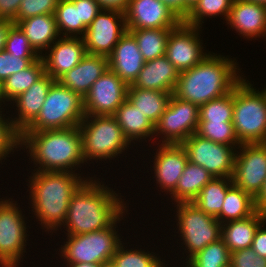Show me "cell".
I'll list each match as a JSON object with an SVG mask.
<instances>
[{
	"label": "cell",
	"mask_w": 266,
	"mask_h": 267,
	"mask_svg": "<svg viewBox=\"0 0 266 267\" xmlns=\"http://www.w3.org/2000/svg\"><path fill=\"white\" fill-rule=\"evenodd\" d=\"M200 107L173 94L165 112L154 125V135H161L162 144H182L197 132Z\"/></svg>",
	"instance_id": "cell-11"
},
{
	"label": "cell",
	"mask_w": 266,
	"mask_h": 267,
	"mask_svg": "<svg viewBox=\"0 0 266 267\" xmlns=\"http://www.w3.org/2000/svg\"><path fill=\"white\" fill-rule=\"evenodd\" d=\"M266 220V216L256 211L248 218L229 221L221 225V239L230 252L250 248L258 227Z\"/></svg>",
	"instance_id": "cell-26"
},
{
	"label": "cell",
	"mask_w": 266,
	"mask_h": 267,
	"mask_svg": "<svg viewBox=\"0 0 266 267\" xmlns=\"http://www.w3.org/2000/svg\"><path fill=\"white\" fill-rule=\"evenodd\" d=\"M178 18L185 20V0H161Z\"/></svg>",
	"instance_id": "cell-48"
},
{
	"label": "cell",
	"mask_w": 266,
	"mask_h": 267,
	"mask_svg": "<svg viewBox=\"0 0 266 267\" xmlns=\"http://www.w3.org/2000/svg\"><path fill=\"white\" fill-rule=\"evenodd\" d=\"M266 220L258 227L252 242L251 249L263 258H266Z\"/></svg>",
	"instance_id": "cell-47"
},
{
	"label": "cell",
	"mask_w": 266,
	"mask_h": 267,
	"mask_svg": "<svg viewBox=\"0 0 266 267\" xmlns=\"http://www.w3.org/2000/svg\"><path fill=\"white\" fill-rule=\"evenodd\" d=\"M39 58H21L3 50L0 52V82L5 81L9 76L27 68L32 62Z\"/></svg>",
	"instance_id": "cell-43"
},
{
	"label": "cell",
	"mask_w": 266,
	"mask_h": 267,
	"mask_svg": "<svg viewBox=\"0 0 266 267\" xmlns=\"http://www.w3.org/2000/svg\"><path fill=\"white\" fill-rule=\"evenodd\" d=\"M171 92L146 90L128 86L127 99L155 125L160 116L165 112Z\"/></svg>",
	"instance_id": "cell-29"
},
{
	"label": "cell",
	"mask_w": 266,
	"mask_h": 267,
	"mask_svg": "<svg viewBox=\"0 0 266 267\" xmlns=\"http://www.w3.org/2000/svg\"><path fill=\"white\" fill-rule=\"evenodd\" d=\"M124 242L120 244L111 259L114 267H165L164 261L160 256L153 252L141 249H126ZM126 249V250H125ZM156 255V256H155ZM158 256V257H157Z\"/></svg>",
	"instance_id": "cell-36"
},
{
	"label": "cell",
	"mask_w": 266,
	"mask_h": 267,
	"mask_svg": "<svg viewBox=\"0 0 266 267\" xmlns=\"http://www.w3.org/2000/svg\"><path fill=\"white\" fill-rule=\"evenodd\" d=\"M256 210L266 216V180L259 195L255 198Z\"/></svg>",
	"instance_id": "cell-51"
},
{
	"label": "cell",
	"mask_w": 266,
	"mask_h": 267,
	"mask_svg": "<svg viewBox=\"0 0 266 267\" xmlns=\"http://www.w3.org/2000/svg\"><path fill=\"white\" fill-rule=\"evenodd\" d=\"M237 65L227 56L210 53L202 62L179 73L172 94L199 107L221 98L232 92L243 78Z\"/></svg>",
	"instance_id": "cell-3"
},
{
	"label": "cell",
	"mask_w": 266,
	"mask_h": 267,
	"mask_svg": "<svg viewBox=\"0 0 266 267\" xmlns=\"http://www.w3.org/2000/svg\"><path fill=\"white\" fill-rule=\"evenodd\" d=\"M109 68L108 57L86 54L82 60L57 81L84 98L93 83Z\"/></svg>",
	"instance_id": "cell-23"
},
{
	"label": "cell",
	"mask_w": 266,
	"mask_h": 267,
	"mask_svg": "<svg viewBox=\"0 0 266 267\" xmlns=\"http://www.w3.org/2000/svg\"><path fill=\"white\" fill-rule=\"evenodd\" d=\"M126 31L125 12L101 9L83 37L86 53L108 57Z\"/></svg>",
	"instance_id": "cell-14"
},
{
	"label": "cell",
	"mask_w": 266,
	"mask_h": 267,
	"mask_svg": "<svg viewBox=\"0 0 266 267\" xmlns=\"http://www.w3.org/2000/svg\"><path fill=\"white\" fill-rule=\"evenodd\" d=\"M84 117V98L55 81L48 91L40 113L23 132L75 127Z\"/></svg>",
	"instance_id": "cell-7"
},
{
	"label": "cell",
	"mask_w": 266,
	"mask_h": 267,
	"mask_svg": "<svg viewBox=\"0 0 266 267\" xmlns=\"http://www.w3.org/2000/svg\"><path fill=\"white\" fill-rule=\"evenodd\" d=\"M67 267H103V264L95 263H72L66 264Z\"/></svg>",
	"instance_id": "cell-52"
},
{
	"label": "cell",
	"mask_w": 266,
	"mask_h": 267,
	"mask_svg": "<svg viewBox=\"0 0 266 267\" xmlns=\"http://www.w3.org/2000/svg\"><path fill=\"white\" fill-rule=\"evenodd\" d=\"M102 9H114L125 12L129 0H97Z\"/></svg>",
	"instance_id": "cell-49"
},
{
	"label": "cell",
	"mask_w": 266,
	"mask_h": 267,
	"mask_svg": "<svg viewBox=\"0 0 266 267\" xmlns=\"http://www.w3.org/2000/svg\"><path fill=\"white\" fill-rule=\"evenodd\" d=\"M2 102H3V104H6V103H4V100L2 97V84L0 82V109H4L3 107L1 108V105H3Z\"/></svg>",
	"instance_id": "cell-54"
},
{
	"label": "cell",
	"mask_w": 266,
	"mask_h": 267,
	"mask_svg": "<svg viewBox=\"0 0 266 267\" xmlns=\"http://www.w3.org/2000/svg\"><path fill=\"white\" fill-rule=\"evenodd\" d=\"M214 177L202 166L187 162L175 190L170 194L176 204L193 202L201 189Z\"/></svg>",
	"instance_id": "cell-28"
},
{
	"label": "cell",
	"mask_w": 266,
	"mask_h": 267,
	"mask_svg": "<svg viewBox=\"0 0 266 267\" xmlns=\"http://www.w3.org/2000/svg\"><path fill=\"white\" fill-rule=\"evenodd\" d=\"M244 38L266 37V5L247 0H234L226 21Z\"/></svg>",
	"instance_id": "cell-21"
},
{
	"label": "cell",
	"mask_w": 266,
	"mask_h": 267,
	"mask_svg": "<svg viewBox=\"0 0 266 267\" xmlns=\"http://www.w3.org/2000/svg\"><path fill=\"white\" fill-rule=\"evenodd\" d=\"M231 252L222 239L208 244L185 263V267H228Z\"/></svg>",
	"instance_id": "cell-35"
},
{
	"label": "cell",
	"mask_w": 266,
	"mask_h": 267,
	"mask_svg": "<svg viewBox=\"0 0 266 267\" xmlns=\"http://www.w3.org/2000/svg\"><path fill=\"white\" fill-rule=\"evenodd\" d=\"M243 77L233 89V126L240 144L266 142V88Z\"/></svg>",
	"instance_id": "cell-5"
},
{
	"label": "cell",
	"mask_w": 266,
	"mask_h": 267,
	"mask_svg": "<svg viewBox=\"0 0 266 267\" xmlns=\"http://www.w3.org/2000/svg\"><path fill=\"white\" fill-rule=\"evenodd\" d=\"M233 185L232 178L216 177L205 185L198 196L193 200V204L204 213L217 217L224 203L227 190Z\"/></svg>",
	"instance_id": "cell-32"
},
{
	"label": "cell",
	"mask_w": 266,
	"mask_h": 267,
	"mask_svg": "<svg viewBox=\"0 0 266 267\" xmlns=\"http://www.w3.org/2000/svg\"><path fill=\"white\" fill-rule=\"evenodd\" d=\"M80 175V176H79ZM88 179L81 174L65 171H34L27 186L33 217L49 234L61 229L74 193Z\"/></svg>",
	"instance_id": "cell-2"
},
{
	"label": "cell",
	"mask_w": 266,
	"mask_h": 267,
	"mask_svg": "<svg viewBox=\"0 0 266 267\" xmlns=\"http://www.w3.org/2000/svg\"><path fill=\"white\" fill-rule=\"evenodd\" d=\"M178 77L179 72L164 55L145 62L132 86L173 93Z\"/></svg>",
	"instance_id": "cell-24"
},
{
	"label": "cell",
	"mask_w": 266,
	"mask_h": 267,
	"mask_svg": "<svg viewBox=\"0 0 266 267\" xmlns=\"http://www.w3.org/2000/svg\"><path fill=\"white\" fill-rule=\"evenodd\" d=\"M20 147H26L28 158L38 167L33 171L75 172L86 164L79 127L22 132Z\"/></svg>",
	"instance_id": "cell-4"
},
{
	"label": "cell",
	"mask_w": 266,
	"mask_h": 267,
	"mask_svg": "<svg viewBox=\"0 0 266 267\" xmlns=\"http://www.w3.org/2000/svg\"><path fill=\"white\" fill-rule=\"evenodd\" d=\"M233 91L200 106L199 122H232Z\"/></svg>",
	"instance_id": "cell-38"
},
{
	"label": "cell",
	"mask_w": 266,
	"mask_h": 267,
	"mask_svg": "<svg viewBox=\"0 0 266 267\" xmlns=\"http://www.w3.org/2000/svg\"><path fill=\"white\" fill-rule=\"evenodd\" d=\"M59 0H22L17 13V22L29 17L54 14Z\"/></svg>",
	"instance_id": "cell-42"
},
{
	"label": "cell",
	"mask_w": 266,
	"mask_h": 267,
	"mask_svg": "<svg viewBox=\"0 0 266 267\" xmlns=\"http://www.w3.org/2000/svg\"><path fill=\"white\" fill-rule=\"evenodd\" d=\"M237 149L232 182L255 199L266 180V142L241 144Z\"/></svg>",
	"instance_id": "cell-13"
},
{
	"label": "cell",
	"mask_w": 266,
	"mask_h": 267,
	"mask_svg": "<svg viewBox=\"0 0 266 267\" xmlns=\"http://www.w3.org/2000/svg\"><path fill=\"white\" fill-rule=\"evenodd\" d=\"M113 116L130 143L132 141L136 144L138 140L140 143V140L143 141V139H147L146 137L154 139L153 123L128 99L117 108Z\"/></svg>",
	"instance_id": "cell-27"
},
{
	"label": "cell",
	"mask_w": 266,
	"mask_h": 267,
	"mask_svg": "<svg viewBox=\"0 0 266 267\" xmlns=\"http://www.w3.org/2000/svg\"><path fill=\"white\" fill-rule=\"evenodd\" d=\"M122 214L110 227L94 232L80 235H66L67 241L61 245V258L66 261L65 264L72 263H95L107 264L117 251L121 241V236L116 231V225L125 217ZM121 218V219H120Z\"/></svg>",
	"instance_id": "cell-8"
},
{
	"label": "cell",
	"mask_w": 266,
	"mask_h": 267,
	"mask_svg": "<svg viewBox=\"0 0 266 267\" xmlns=\"http://www.w3.org/2000/svg\"><path fill=\"white\" fill-rule=\"evenodd\" d=\"M0 109V162L20 147V134L14 129L9 118ZM3 115V116H2ZM15 149V150H14Z\"/></svg>",
	"instance_id": "cell-41"
},
{
	"label": "cell",
	"mask_w": 266,
	"mask_h": 267,
	"mask_svg": "<svg viewBox=\"0 0 266 267\" xmlns=\"http://www.w3.org/2000/svg\"><path fill=\"white\" fill-rule=\"evenodd\" d=\"M54 16L62 37H84L87 28L81 22L80 0H59Z\"/></svg>",
	"instance_id": "cell-33"
},
{
	"label": "cell",
	"mask_w": 266,
	"mask_h": 267,
	"mask_svg": "<svg viewBox=\"0 0 266 267\" xmlns=\"http://www.w3.org/2000/svg\"><path fill=\"white\" fill-rule=\"evenodd\" d=\"M22 0H0V20L17 23V13Z\"/></svg>",
	"instance_id": "cell-46"
},
{
	"label": "cell",
	"mask_w": 266,
	"mask_h": 267,
	"mask_svg": "<svg viewBox=\"0 0 266 267\" xmlns=\"http://www.w3.org/2000/svg\"><path fill=\"white\" fill-rule=\"evenodd\" d=\"M177 230L181 245L188 253L186 261L194 254L203 250L208 244L221 239V223L216 217L204 213L193 202L176 203ZM187 250V251H186Z\"/></svg>",
	"instance_id": "cell-9"
},
{
	"label": "cell",
	"mask_w": 266,
	"mask_h": 267,
	"mask_svg": "<svg viewBox=\"0 0 266 267\" xmlns=\"http://www.w3.org/2000/svg\"><path fill=\"white\" fill-rule=\"evenodd\" d=\"M231 267H266V258L257 255L252 249L244 248L231 252Z\"/></svg>",
	"instance_id": "cell-44"
},
{
	"label": "cell",
	"mask_w": 266,
	"mask_h": 267,
	"mask_svg": "<svg viewBox=\"0 0 266 267\" xmlns=\"http://www.w3.org/2000/svg\"><path fill=\"white\" fill-rule=\"evenodd\" d=\"M16 24L39 56L60 37L54 14L29 17L19 20Z\"/></svg>",
	"instance_id": "cell-25"
},
{
	"label": "cell",
	"mask_w": 266,
	"mask_h": 267,
	"mask_svg": "<svg viewBox=\"0 0 266 267\" xmlns=\"http://www.w3.org/2000/svg\"><path fill=\"white\" fill-rule=\"evenodd\" d=\"M127 93L128 85L108 68L84 97L85 116L114 115Z\"/></svg>",
	"instance_id": "cell-15"
},
{
	"label": "cell",
	"mask_w": 266,
	"mask_h": 267,
	"mask_svg": "<svg viewBox=\"0 0 266 267\" xmlns=\"http://www.w3.org/2000/svg\"><path fill=\"white\" fill-rule=\"evenodd\" d=\"M155 152L152 168L156 184L159 185L161 192L165 191L170 195L175 190L188 162L187 153L181 144L162 143L158 145Z\"/></svg>",
	"instance_id": "cell-19"
},
{
	"label": "cell",
	"mask_w": 266,
	"mask_h": 267,
	"mask_svg": "<svg viewBox=\"0 0 266 267\" xmlns=\"http://www.w3.org/2000/svg\"><path fill=\"white\" fill-rule=\"evenodd\" d=\"M181 145L189 162L204 167L214 178H232L239 146L215 143L197 133L192 134Z\"/></svg>",
	"instance_id": "cell-12"
},
{
	"label": "cell",
	"mask_w": 266,
	"mask_h": 267,
	"mask_svg": "<svg viewBox=\"0 0 266 267\" xmlns=\"http://www.w3.org/2000/svg\"><path fill=\"white\" fill-rule=\"evenodd\" d=\"M5 50L11 55L21 58H40L17 24H14L9 30Z\"/></svg>",
	"instance_id": "cell-40"
},
{
	"label": "cell",
	"mask_w": 266,
	"mask_h": 267,
	"mask_svg": "<svg viewBox=\"0 0 266 267\" xmlns=\"http://www.w3.org/2000/svg\"><path fill=\"white\" fill-rule=\"evenodd\" d=\"M199 0H185V19L190 13V10L196 5Z\"/></svg>",
	"instance_id": "cell-53"
},
{
	"label": "cell",
	"mask_w": 266,
	"mask_h": 267,
	"mask_svg": "<svg viewBox=\"0 0 266 267\" xmlns=\"http://www.w3.org/2000/svg\"><path fill=\"white\" fill-rule=\"evenodd\" d=\"M234 0H199L190 10L189 15L183 21L187 25L196 26L202 29V23L206 17L223 16L227 21L232 3Z\"/></svg>",
	"instance_id": "cell-37"
},
{
	"label": "cell",
	"mask_w": 266,
	"mask_h": 267,
	"mask_svg": "<svg viewBox=\"0 0 266 267\" xmlns=\"http://www.w3.org/2000/svg\"><path fill=\"white\" fill-rule=\"evenodd\" d=\"M203 138L215 143L240 146L232 122H199L196 132Z\"/></svg>",
	"instance_id": "cell-39"
},
{
	"label": "cell",
	"mask_w": 266,
	"mask_h": 267,
	"mask_svg": "<svg viewBox=\"0 0 266 267\" xmlns=\"http://www.w3.org/2000/svg\"><path fill=\"white\" fill-rule=\"evenodd\" d=\"M46 51L48 53L43 52L40 57L45 73L55 81L74 68L87 54L84 39L80 37L60 36Z\"/></svg>",
	"instance_id": "cell-18"
},
{
	"label": "cell",
	"mask_w": 266,
	"mask_h": 267,
	"mask_svg": "<svg viewBox=\"0 0 266 267\" xmlns=\"http://www.w3.org/2000/svg\"><path fill=\"white\" fill-rule=\"evenodd\" d=\"M174 28L127 29L137 41L145 62L166 55L167 41Z\"/></svg>",
	"instance_id": "cell-34"
},
{
	"label": "cell",
	"mask_w": 266,
	"mask_h": 267,
	"mask_svg": "<svg viewBox=\"0 0 266 267\" xmlns=\"http://www.w3.org/2000/svg\"><path fill=\"white\" fill-rule=\"evenodd\" d=\"M14 24L13 21L0 20V52L5 50L9 30Z\"/></svg>",
	"instance_id": "cell-50"
},
{
	"label": "cell",
	"mask_w": 266,
	"mask_h": 267,
	"mask_svg": "<svg viewBox=\"0 0 266 267\" xmlns=\"http://www.w3.org/2000/svg\"><path fill=\"white\" fill-rule=\"evenodd\" d=\"M255 199L234 184L227 190L220 214L216 217L221 224L242 220L256 212Z\"/></svg>",
	"instance_id": "cell-30"
},
{
	"label": "cell",
	"mask_w": 266,
	"mask_h": 267,
	"mask_svg": "<svg viewBox=\"0 0 266 267\" xmlns=\"http://www.w3.org/2000/svg\"><path fill=\"white\" fill-rule=\"evenodd\" d=\"M109 69L115 72L128 86L132 85L145 60L134 36L126 31L108 56Z\"/></svg>",
	"instance_id": "cell-22"
},
{
	"label": "cell",
	"mask_w": 266,
	"mask_h": 267,
	"mask_svg": "<svg viewBox=\"0 0 266 267\" xmlns=\"http://www.w3.org/2000/svg\"><path fill=\"white\" fill-rule=\"evenodd\" d=\"M102 8L97 0H80L81 22L87 28Z\"/></svg>",
	"instance_id": "cell-45"
},
{
	"label": "cell",
	"mask_w": 266,
	"mask_h": 267,
	"mask_svg": "<svg viewBox=\"0 0 266 267\" xmlns=\"http://www.w3.org/2000/svg\"><path fill=\"white\" fill-rule=\"evenodd\" d=\"M103 267H114L113 264L110 262V263H107L105 265H103Z\"/></svg>",
	"instance_id": "cell-56"
},
{
	"label": "cell",
	"mask_w": 266,
	"mask_h": 267,
	"mask_svg": "<svg viewBox=\"0 0 266 267\" xmlns=\"http://www.w3.org/2000/svg\"><path fill=\"white\" fill-rule=\"evenodd\" d=\"M199 27L190 26L183 21L170 31L166 56L181 73L202 62L211 52H205Z\"/></svg>",
	"instance_id": "cell-16"
},
{
	"label": "cell",
	"mask_w": 266,
	"mask_h": 267,
	"mask_svg": "<svg viewBox=\"0 0 266 267\" xmlns=\"http://www.w3.org/2000/svg\"><path fill=\"white\" fill-rule=\"evenodd\" d=\"M247 1H251V2H254V3H259V4L266 5V0H247Z\"/></svg>",
	"instance_id": "cell-55"
},
{
	"label": "cell",
	"mask_w": 266,
	"mask_h": 267,
	"mask_svg": "<svg viewBox=\"0 0 266 267\" xmlns=\"http://www.w3.org/2000/svg\"><path fill=\"white\" fill-rule=\"evenodd\" d=\"M104 185L99 178L89 177L74 193L63 224L66 235L86 234L110 227L128 210L122 197Z\"/></svg>",
	"instance_id": "cell-1"
},
{
	"label": "cell",
	"mask_w": 266,
	"mask_h": 267,
	"mask_svg": "<svg viewBox=\"0 0 266 267\" xmlns=\"http://www.w3.org/2000/svg\"><path fill=\"white\" fill-rule=\"evenodd\" d=\"M78 127L86 163L98 159L111 160L131 145L113 115L85 116Z\"/></svg>",
	"instance_id": "cell-6"
},
{
	"label": "cell",
	"mask_w": 266,
	"mask_h": 267,
	"mask_svg": "<svg viewBox=\"0 0 266 267\" xmlns=\"http://www.w3.org/2000/svg\"><path fill=\"white\" fill-rule=\"evenodd\" d=\"M55 80L48 74H44L28 90L21 93L11 103L16 106L17 117L13 116L10 121L14 129L21 134L38 116L48 91Z\"/></svg>",
	"instance_id": "cell-20"
},
{
	"label": "cell",
	"mask_w": 266,
	"mask_h": 267,
	"mask_svg": "<svg viewBox=\"0 0 266 267\" xmlns=\"http://www.w3.org/2000/svg\"><path fill=\"white\" fill-rule=\"evenodd\" d=\"M125 20L127 29L176 28L182 22L161 0H129Z\"/></svg>",
	"instance_id": "cell-17"
},
{
	"label": "cell",
	"mask_w": 266,
	"mask_h": 267,
	"mask_svg": "<svg viewBox=\"0 0 266 267\" xmlns=\"http://www.w3.org/2000/svg\"><path fill=\"white\" fill-rule=\"evenodd\" d=\"M45 74L44 63L40 57L27 68L9 76L2 84V97L5 102H12L21 93L28 90Z\"/></svg>",
	"instance_id": "cell-31"
},
{
	"label": "cell",
	"mask_w": 266,
	"mask_h": 267,
	"mask_svg": "<svg viewBox=\"0 0 266 267\" xmlns=\"http://www.w3.org/2000/svg\"><path fill=\"white\" fill-rule=\"evenodd\" d=\"M0 198V266L19 267L26 252L27 227L16 201ZM20 209V210H19Z\"/></svg>",
	"instance_id": "cell-10"
}]
</instances>
